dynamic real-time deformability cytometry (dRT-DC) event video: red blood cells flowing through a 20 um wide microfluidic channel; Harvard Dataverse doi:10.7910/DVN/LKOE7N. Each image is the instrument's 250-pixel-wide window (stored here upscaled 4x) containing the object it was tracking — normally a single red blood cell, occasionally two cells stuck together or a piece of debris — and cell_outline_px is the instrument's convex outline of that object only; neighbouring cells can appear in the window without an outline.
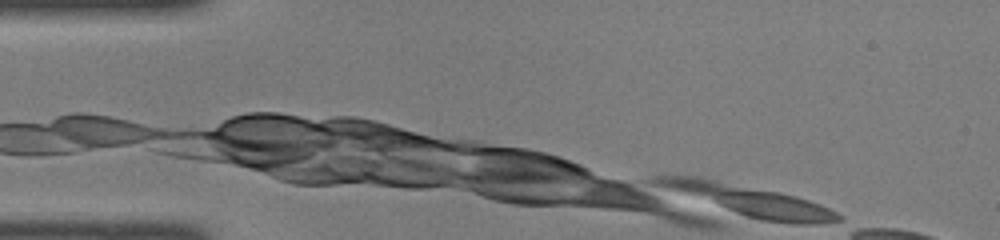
{"species": "common noctule bat (a hibernating species)", "species_latin": "Nyctalus noctula", "temperature_condition": "room temperature", "stored_images_in_passage": 2, "camera_frame_rate_fps": 3000, "um_per_image_px": 0.085, "animal": {"sex": "female", "body_mass_g": 22.0, "forearm_length_mm": 56.7}, "frame": {"image": 1, "passage_image": 2, "time_ms": 0.333, "image_size_px": [1000, 240], "cell_outline_px": [[836, 220], [768, 220], [748, 216], [668, 184], [668, 180], [692, 180], [768, 192], [788, 196], [804, 200], [816, 204], [832, 212], [836, 216]], "centroid_in_image_um": [64.25, 17.16], "position_along_channel_um": 20.7, "area_um2": 23.18}}